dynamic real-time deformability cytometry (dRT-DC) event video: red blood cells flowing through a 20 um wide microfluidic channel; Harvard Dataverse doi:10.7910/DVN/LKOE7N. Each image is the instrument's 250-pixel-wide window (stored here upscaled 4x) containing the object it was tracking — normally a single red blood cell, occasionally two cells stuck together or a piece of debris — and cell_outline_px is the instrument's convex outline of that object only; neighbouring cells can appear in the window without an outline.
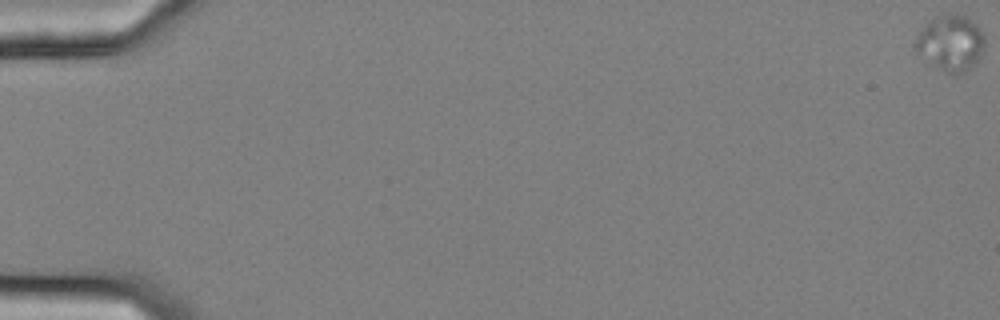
{"species": "common noctule bat (a hibernating species)", "species_latin": "Nyctalus noctula", "temperature_condition": "cold", "stored_images_in_passage": 19, "camera_frame_rate_fps": 3000, "um_per_image_px": 0.085, "animal": {"sex": "female", "body_mass_g": 25.1}, "frame": {"image": 1, "passage_image": 1, "time_ms": 0.0, "image_size_px": [1000, 320], "cell_outline_px": [[984, 44], [980, 56], [976, 64], [964, 72], [956, 76], [944, 72], [924, 64], [912, 48], [912, 44], [920, 32], [936, 16], [948, 12], [956, 12], [964, 16], [976, 24], [980, 28], [984, 36]], "centroid_in_image_um": [80.74, 3.71], "position_along_channel_um": 4.3, "area_um2": 23.35}}
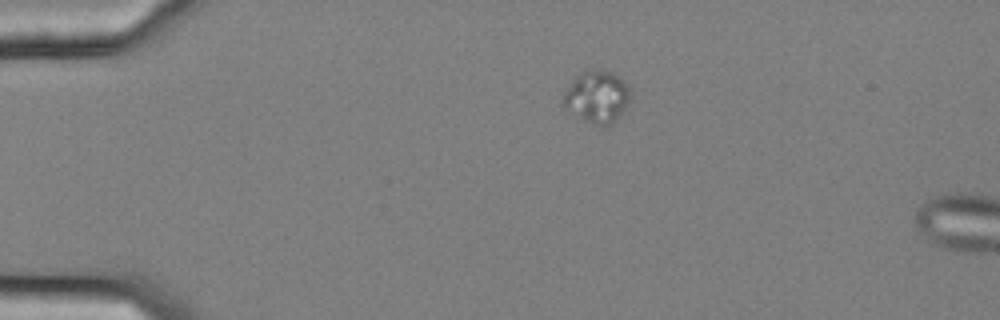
{"frame": {"image": 2, "passage_image": 15, "time_ms": 4.667, "image_size_px": [1000, 320], "cell_outline_px": [[632, 88], [628, 100], [624, 108], [604, 128], [600, 128], [564, 108], [560, 104], [560, 100], [564, 92], [572, 80], [576, 76], [592, 68], [604, 68], [612, 72]], "centroid_in_image_um": [50.69, 8.19], "position_along_channel_um": 34.3, "area_um2": 20.4}}